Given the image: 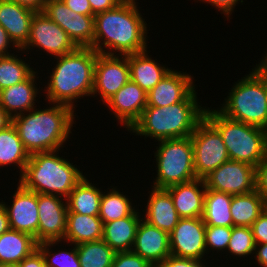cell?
Wrapping results in <instances>:
<instances>
[{
	"label": "cell",
	"instance_id": "4",
	"mask_svg": "<svg viewBox=\"0 0 267 267\" xmlns=\"http://www.w3.org/2000/svg\"><path fill=\"white\" fill-rule=\"evenodd\" d=\"M196 91L194 89L179 103L164 107L146 106L140 118L128 130L129 133L155 139V142L190 137L204 118L206 110L198 101Z\"/></svg>",
	"mask_w": 267,
	"mask_h": 267
},
{
	"label": "cell",
	"instance_id": "51",
	"mask_svg": "<svg viewBox=\"0 0 267 267\" xmlns=\"http://www.w3.org/2000/svg\"><path fill=\"white\" fill-rule=\"evenodd\" d=\"M251 69L263 81L267 94V74L257 65V63L256 66Z\"/></svg>",
	"mask_w": 267,
	"mask_h": 267
},
{
	"label": "cell",
	"instance_id": "21",
	"mask_svg": "<svg viewBox=\"0 0 267 267\" xmlns=\"http://www.w3.org/2000/svg\"><path fill=\"white\" fill-rule=\"evenodd\" d=\"M142 219L170 234L180 219L173 199L166 188H151ZM146 208V209H145Z\"/></svg>",
	"mask_w": 267,
	"mask_h": 267
},
{
	"label": "cell",
	"instance_id": "33",
	"mask_svg": "<svg viewBox=\"0 0 267 267\" xmlns=\"http://www.w3.org/2000/svg\"><path fill=\"white\" fill-rule=\"evenodd\" d=\"M18 55L20 54L12 53L0 56V91L23 82L36 70L34 66H30L31 63L25 62L24 55L23 59Z\"/></svg>",
	"mask_w": 267,
	"mask_h": 267
},
{
	"label": "cell",
	"instance_id": "32",
	"mask_svg": "<svg viewBox=\"0 0 267 267\" xmlns=\"http://www.w3.org/2000/svg\"><path fill=\"white\" fill-rule=\"evenodd\" d=\"M102 192L99 217L103 224L132 215L138 208L132 204L133 200L124 195L119 188L110 186ZM132 200V201H131Z\"/></svg>",
	"mask_w": 267,
	"mask_h": 267
},
{
	"label": "cell",
	"instance_id": "11",
	"mask_svg": "<svg viewBox=\"0 0 267 267\" xmlns=\"http://www.w3.org/2000/svg\"><path fill=\"white\" fill-rule=\"evenodd\" d=\"M256 167L245 162L228 160L204 178L206 188L230 195L256 190Z\"/></svg>",
	"mask_w": 267,
	"mask_h": 267
},
{
	"label": "cell",
	"instance_id": "37",
	"mask_svg": "<svg viewBox=\"0 0 267 267\" xmlns=\"http://www.w3.org/2000/svg\"><path fill=\"white\" fill-rule=\"evenodd\" d=\"M231 234L232 227L206 226L205 245L207 257L210 258L208 254H210L211 250L213 252L211 253L212 256L214 251H217V253L220 251L226 252Z\"/></svg>",
	"mask_w": 267,
	"mask_h": 267
},
{
	"label": "cell",
	"instance_id": "47",
	"mask_svg": "<svg viewBox=\"0 0 267 267\" xmlns=\"http://www.w3.org/2000/svg\"><path fill=\"white\" fill-rule=\"evenodd\" d=\"M254 260L260 267H267V244H256Z\"/></svg>",
	"mask_w": 267,
	"mask_h": 267
},
{
	"label": "cell",
	"instance_id": "5",
	"mask_svg": "<svg viewBox=\"0 0 267 267\" xmlns=\"http://www.w3.org/2000/svg\"><path fill=\"white\" fill-rule=\"evenodd\" d=\"M59 152L31 154L19 182L37 194L67 198L85 176L79 166L63 158L65 155L60 157Z\"/></svg>",
	"mask_w": 267,
	"mask_h": 267
},
{
	"label": "cell",
	"instance_id": "6",
	"mask_svg": "<svg viewBox=\"0 0 267 267\" xmlns=\"http://www.w3.org/2000/svg\"><path fill=\"white\" fill-rule=\"evenodd\" d=\"M204 117L219 131L229 159L256 167L267 154V130L227 118L206 107Z\"/></svg>",
	"mask_w": 267,
	"mask_h": 267
},
{
	"label": "cell",
	"instance_id": "50",
	"mask_svg": "<svg viewBox=\"0 0 267 267\" xmlns=\"http://www.w3.org/2000/svg\"><path fill=\"white\" fill-rule=\"evenodd\" d=\"M12 124V117L0 105V131Z\"/></svg>",
	"mask_w": 267,
	"mask_h": 267
},
{
	"label": "cell",
	"instance_id": "40",
	"mask_svg": "<svg viewBox=\"0 0 267 267\" xmlns=\"http://www.w3.org/2000/svg\"><path fill=\"white\" fill-rule=\"evenodd\" d=\"M256 244H267V208L251 225Z\"/></svg>",
	"mask_w": 267,
	"mask_h": 267
},
{
	"label": "cell",
	"instance_id": "38",
	"mask_svg": "<svg viewBox=\"0 0 267 267\" xmlns=\"http://www.w3.org/2000/svg\"><path fill=\"white\" fill-rule=\"evenodd\" d=\"M111 267H153L132 251L115 253Z\"/></svg>",
	"mask_w": 267,
	"mask_h": 267
},
{
	"label": "cell",
	"instance_id": "1",
	"mask_svg": "<svg viewBox=\"0 0 267 267\" xmlns=\"http://www.w3.org/2000/svg\"><path fill=\"white\" fill-rule=\"evenodd\" d=\"M138 3L123 0L114 9L94 16L93 49L97 53L128 55L148 49V24Z\"/></svg>",
	"mask_w": 267,
	"mask_h": 267
},
{
	"label": "cell",
	"instance_id": "13",
	"mask_svg": "<svg viewBox=\"0 0 267 267\" xmlns=\"http://www.w3.org/2000/svg\"><path fill=\"white\" fill-rule=\"evenodd\" d=\"M205 231L206 225L202 217L180 218L169 234L171 255L178 258L207 260Z\"/></svg>",
	"mask_w": 267,
	"mask_h": 267
},
{
	"label": "cell",
	"instance_id": "17",
	"mask_svg": "<svg viewBox=\"0 0 267 267\" xmlns=\"http://www.w3.org/2000/svg\"><path fill=\"white\" fill-rule=\"evenodd\" d=\"M105 105L113 117L128 131L140 118L147 106V93L136 83L129 80Z\"/></svg>",
	"mask_w": 267,
	"mask_h": 267
},
{
	"label": "cell",
	"instance_id": "39",
	"mask_svg": "<svg viewBox=\"0 0 267 267\" xmlns=\"http://www.w3.org/2000/svg\"><path fill=\"white\" fill-rule=\"evenodd\" d=\"M210 262L206 260H193L186 258H178L170 255L163 262H161L157 267H210Z\"/></svg>",
	"mask_w": 267,
	"mask_h": 267
},
{
	"label": "cell",
	"instance_id": "3",
	"mask_svg": "<svg viewBox=\"0 0 267 267\" xmlns=\"http://www.w3.org/2000/svg\"><path fill=\"white\" fill-rule=\"evenodd\" d=\"M97 54L91 47H77L71 53L54 57L55 67L48 72L47 85H43L45 99L50 104H64L75 110V102L91 97Z\"/></svg>",
	"mask_w": 267,
	"mask_h": 267
},
{
	"label": "cell",
	"instance_id": "42",
	"mask_svg": "<svg viewBox=\"0 0 267 267\" xmlns=\"http://www.w3.org/2000/svg\"><path fill=\"white\" fill-rule=\"evenodd\" d=\"M256 191L267 202V154L256 166Z\"/></svg>",
	"mask_w": 267,
	"mask_h": 267
},
{
	"label": "cell",
	"instance_id": "35",
	"mask_svg": "<svg viewBox=\"0 0 267 267\" xmlns=\"http://www.w3.org/2000/svg\"><path fill=\"white\" fill-rule=\"evenodd\" d=\"M61 243L62 241H47L38 244L37 249L42 253L46 267H80L76 245L70 244L72 248L56 249L55 252L54 247H60Z\"/></svg>",
	"mask_w": 267,
	"mask_h": 267
},
{
	"label": "cell",
	"instance_id": "19",
	"mask_svg": "<svg viewBox=\"0 0 267 267\" xmlns=\"http://www.w3.org/2000/svg\"><path fill=\"white\" fill-rule=\"evenodd\" d=\"M131 251L157 267L171 255L169 234L141 218Z\"/></svg>",
	"mask_w": 267,
	"mask_h": 267
},
{
	"label": "cell",
	"instance_id": "24",
	"mask_svg": "<svg viewBox=\"0 0 267 267\" xmlns=\"http://www.w3.org/2000/svg\"><path fill=\"white\" fill-rule=\"evenodd\" d=\"M149 51L128 54L130 80L138 84L146 93L154 88L159 81L171 70L148 55Z\"/></svg>",
	"mask_w": 267,
	"mask_h": 267
},
{
	"label": "cell",
	"instance_id": "46",
	"mask_svg": "<svg viewBox=\"0 0 267 267\" xmlns=\"http://www.w3.org/2000/svg\"><path fill=\"white\" fill-rule=\"evenodd\" d=\"M17 267H46L42 253L37 249L24 258Z\"/></svg>",
	"mask_w": 267,
	"mask_h": 267
},
{
	"label": "cell",
	"instance_id": "27",
	"mask_svg": "<svg viewBox=\"0 0 267 267\" xmlns=\"http://www.w3.org/2000/svg\"><path fill=\"white\" fill-rule=\"evenodd\" d=\"M103 222L99 216L67 213L66 233L63 243L78 245L102 239Z\"/></svg>",
	"mask_w": 267,
	"mask_h": 267
},
{
	"label": "cell",
	"instance_id": "22",
	"mask_svg": "<svg viewBox=\"0 0 267 267\" xmlns=\"http://www.w3.org/2000/svg\"><path fill=\"white\" fill-rule=\"evenodd\" d=\"M174 202V207L180 218L202 217L206 184L204 179L176 184L166 188Z\"/></svg>",
	"mask_w": 267,
	"mask_h": 267
},
{
	"label": "cell",
	"instance_id": "16",
	"mask_svg": "<svg viewBox=\"0 0 267 267\" xmlns=\"http://www.w3.org/2000/svg\"><path fill=\"white\" fill-rule=\"evenodd\" d=\"M39 224L38 244L63 241L66 233L67 200L56 195L37 194Z\"/></svg>",
	"mask_w": 267,
	"mask_h": 267
},
{
	"label": "cell",
	"instance_id": "41",
	"mask_svg": "<svg viewBox=\"0 0 267 267\" xmlns=\"http://www.w3.org/2000/svg\"><path fill=\"white\" fill-rule=\"evenodd\" d=\"M193 1H200L203 3L210 4L211 6H214L217 11H219L221 14H223V17L226 18L227 20L231 19L230 16L233 15L232 13L234 12L237 4L243 5V0H193Z\"/></svg>",
	"mask_w": 267,
	"mask_h": 267
},
{
	"label": "cell",
	"instance_id": "48",
	"mask_svg": "<svg viewBox=\"0 0 267 267\" xmlns=\"http://www.w3.org/2000/svg\"><path fill=\"white\" fill-rule=\"evenodd\" d=\"M12 1L36 13V12H43L45 3L48 0H12Z\"/></svg>",
	"mask_w": 267,
	"mask_h": 267
},
{
	"label": "cell",
	"instance_id": "14",
	"mask_svg": "<svg viewBox=\"0 0 267 267\" xmlns=\"http://www.w3.org/2000/svg\"><path fill=\"white\" fill-rule=\"evenodd\" d=\"M43 13L57 23L77 47L93 48L94 16L77 14L62 0H48Z\"/></svg>",
	"mask_w": 267,
	"mask_h": 267
},
{
	"label": "cell",
	"instance_id": "53",
	"mask_svg": "<svg viewBox=\"0 0 267 267\" xmlns=\"http://www.w3.org/2000/svg\"><path fill=\"white\" fill-rule=\"evenodd\" d=\"M0 267H17V265H1L0 264Z\"/></svg>",
	"mask_w": 267,
	"mask_h": 267
},
{
	"label": "cell",
	"instance_id": "8",
	"mask_svg": "<svg viewBox=\"0 0 267 267\" xmlns=\"http://www.w3.org/2000/svg\"><path fill=\"white\" fill-rule=\"evenodd\" d=\"M154 153L156 172L153 187L168 188L196 179L190 137L161 140Z\"/></svg>",
	"mask_w": 267,
	"mask_h": 267
},
{
	"label": "cell",
	"instance_id": "52",
	"mask_svg": "<svg viewBox=\"0 0 267 267\" xmlns=\"http://www.w3.org/2000/svg\"><path fill=\"white\" fill-rule=\"evenodd\" d=\"M264 53L266 54L262 56L257 65L267 74V52L264 51Z\"/></svg>",
	"mask_w": 267,
	"mask_h": 267
},
{
	"label": "cell",
	"instance_id": "31",
	"mask_svg": "<svg viewBox=\"0 0 267 267\" xmlns=\"http://www.w3.org/2000/svg\"><path fill=\"white\" fill-rule=\"evenodd\" d=\"M266 208L267 202L256 190L247 194L233 195L230 206L233 226L251 227Z\"/></svg>",
	"mask_w": 267,
	"mask_h": 267
},
{
	"label": "cell",
	"instance_id": "15",
	"mask_svg": "<svg viewBox=\"0 0 267 267\" xmlns=\"http://www.w3.org/2000/svg\"><path fill=\"white\" fill-rule=\"evenodd\" d=\"M12 195L11 206L2 200L10 228L33 236L38 243L39 210L37 193L26 189L20 182Z\"/></svg>",
	"mask_w": 267,
	"mask_h": 267
},
{
	"label": "cell",
	"instance_id": "18",
	"mask_svg": "<svg viewBox=\"0 0 267 267\" xmlns=\"http://www.w3.org/2000/svg\"><path fill=\"white\" fill-rule=\"evenodd\" d=\"M194 76L186 72L170 70L147 93V106L164 107L183 101L196 87Z\"/></svg>",
	"mask_w": 267,
	"mask_h": 267
},
{
	"label": "cell",
	"instance_id": "7",
	"mask_svg": "<svg viewBox=\"0 0 267 267\" xmlns=\"http://www.w3.org/2000/svg\"><path fill=\"white\" fill-rule=\"evenodd\" d=\"M229 89L217 110L229 119L267 130V94L263 81L248 72ZM222 105V106H221Z\"/></svg>",
	"mask_w": 267,
	"mask_h": 267
},
{
	"label": "cell",
	"instance_id": "34",
	"mask_svg": "<svg viewBox=\"0 0 267 267\" xmlns=\"http://www.w3.org/2000/svg\"><path fill=\"white\" fill-rule=\"evenodd\" d=\"M80 267H111L115 251L104 241L76 245Z\"/></svg>",
	"mask_w": 267,
	"mask_h": 267
},
{
	"label": "cell",
	"instance_id": "23",
	"mask_svg": "<svg viewBox=\"0 0 267 267\" xmlns=\"http://www.w3.org/2000/svg\"><path fill=\"white\" fill-rule=\"evenodd\" d=\"M34 14V11L22 7L12 0H0V25L19 49L29 39Z\"/></svg>",
	"mask_w": 267,
	"mask_h": 267
},
{
	"label": "cell",
	"instance_id": "30",
	"mask_svg": "<svg viewBox=\"0 0 267 267\" xmlns=\"http://www.w3.org/2000/svg\"><path fill=\"white\" fill-rule=\"evenodd\" d=\"M232 195L206 188L202 215L206 226L233 227Z\"/></svg>",
	"mask_w": 267,
	"mask_h": 267
},
{
	"label": "cell",
	"instance_id": "49",
	"mask_svg": "<svg viewBox=\"0 0 267 267\" xmlns=\"http://www.w3.org/2000/svg\"><path fill=\"white\" fill-rule=\"evenodd\" d=\"M10 229L9 218L3 202L0 201V235Z\"/></svg>",
	"mask_w": 267,
	"mask_h": 267
},
{
	"label": "cell",
	"instance_id": "43",
	"mask_svg": "<svg viewBox=\"0 0 267 267\" xmlns=\"http://www.w3.org/2000/svg\"><path fill=\"white\" fill-rule=\"evenodd\" d=\"M92 10V16L98 13L114 9L123 0H88Z\"/></svg>",
	"mask_w": 267,
	"mask_h": 267
},
{
	"label": "cell",
	"instance_id": "45",
	"mask_svg": "<svg viewBox=\"0 0 267 267\" xmlns=\"http://www.w3.org/2000/svg\"><path fill=\"white\" fill-rule=\"evenodd\" d=\"M9 48H11L13 50H11ZM14 50H16L15 52H17V53L21 52V49H19L13 43V41L9 38L8 33L6 32V30L0 25V56L10 55V54H12L11 51H13V53H15Z\"/></svg>",
	"mask_w": 267,
	"mask_h": 267
},
{
	"label": "cell",
	"instance_id": "9",
	"mask_svg": "<svg viewBox=\"0 0 267 267\" xmlns=\"http://www.w3.org/2000/svg\"><path fill=\"white\" fill-rule=\"evenodd\" d=\"M193 144L196 178L204 179L229 160L219 131L204 117L190 136Z\"/></svg>",
	"mask_w": 267,
	"mask_h": 267
},
{
	"label": "cell",
	"instance_id": "26",
	"mask_svg": "<svg viewBox=\"0 0 267 267\" xmlns=\"http://www.w3.org/2000/svg\"><path fill=\"white\" fill-rule=\"evenodd\" d=\"M37 247L38 243L33 236L10 228L0 235V264L18 265Z\"/></svg>",
	"mask_w": 267,
	"mask_h": 267
},
{
	"label": "cell",
	"instance_id": "29",
	"mask_svg": "<svg viewBox=\"0 0 267 267\" xmlns=\"http://www.w3.org/2000/svg\"><path fill=\"white\" fill-rule=\"evenodd\" d=\"M30 154L26 151L16 127L11 124L0 131V166H18L19 178L23 175ZM12 164V165H11Z\"/></svg>",
	"mask_w": 267,
	"mask_h": 267
},
{
	"label": "cell",
	"instance_id": "44",
	"mask_svg": "<svg viewBox=\"0 0 267 267\" xmlns=\"http://www.w3.org/2000/svg\"><path fill=\"white\" fill-rule=\"evenodd\" d=\"M66 6L77 14L92 16L91 6L88 0H62Z\"/></svg>",
	"mask_w": 267,
	"mask_h": 267
},
{
	"label": "cell",
	"instance_id": "12",
	"mask_svg": "<svg viewBox=\"0 0 267 267\" xmlns=\"http://www.w3.org/2000/svg\"><path fill=\"white\" fill-rule=\"evenodd\" d=\"M130 80L127 55L97 54L94 66V87L91 97L100 95L105 104Z\"/></svg>",
	"mask_w": 267,
	"mask_h": 267
},
{
	"label": "cell",
	"instance_id": "36",
	"mask_svg": "<svg viewBox=\"0 0 267 267\" xmlns=\"http://www.w3.org/2000/svg\"><path fill=\"white\" fill-rule=\"evenodd\" d=\"M256 243L254 241V236L252 234L251 227L243 226H233L232 234L229 240V244L226 250V254L231 256H236L235 259L245 258L248 259V256L254 254Z\"/></svg>",
	"mask_w": 267,
	"mask_h": 267
},
{
	"label": "cell",
	"instance_id": "2",
	"mask_svg": "<svg viewBox=\"0 0 267 267\" xmlns=\"http://www.w3.org/2000/svg\"><path fill=\"white\" fill-rule=\"evenodd\" d=\"M12 118L26 151L34 153L61 150L69 142L75 124V111L64 104L48 103ZM67 141V142H66Z\"/></svg>",
	"mask_w": 267,
	"mask_h": 267
},
{
	"label": "cell",
	"instance_id": "25",
	"mask_svg": "<svg viewBox=\"0 0 267 267\" xmlns=\"http://www.w3.org/2000/svg\"><path fill=\"white\" fill-rule=\"evenodd\" d=\"M137 209L132 215L104 223L102 240L116 253L131 251L134 245L138 225L142 218Z\"/></svg>",
	"mask_w": 267,
	"mask_h": 267
},
{
	"label": "cell",
	"instance_id": "10",
	"mask_svg": "<svg viewBox=\"0 0 267 267\" xmlns=\"http://www.w3.org/2000/svg\"><path fill=\"white\" fill-rule=\"evenodd\" d=\"M35 48L52 58L71 53L77 46L57 23L43 12H36L32 18L29 39L21 48V53H28Z\"/></svg>",
	"mask_w": 267,
	"mask_h": 267
},
{
	"label": "cell",
	"instance_id": "20",
	"mask_svg": "<svg viewBox=\"0 0 267 267\" xmlns=\"http://www.w3.org/2000/svg\"><path fill=\"white\" fill-rule=\"evenodd\" d=\"M37 76L36 70L23 82L0 91V105L12 118L38 107L37 97L41 96L42 89L39 90L40 86L37 85L39 84L36 81H39Z\"/></svg>",
	"mask_w": 267,
	"mask_h": 267
},
{
	"label": "cell",
	"instance_id": "28",
	"mask_svg": "<svg viewBox=\"0 0 267 267\" xmlns=\"http://www.w3.org/2000/svg\"><path fill=\"white\" fill-rule=\"evenodd\" d=\"M92 184L85 176L70 192L67 200V213H79L88 216H98L102 198L101 188Z\"/></svg>",
	"mask_w": 267,
	"mask_h": 267
}]
</instances>
